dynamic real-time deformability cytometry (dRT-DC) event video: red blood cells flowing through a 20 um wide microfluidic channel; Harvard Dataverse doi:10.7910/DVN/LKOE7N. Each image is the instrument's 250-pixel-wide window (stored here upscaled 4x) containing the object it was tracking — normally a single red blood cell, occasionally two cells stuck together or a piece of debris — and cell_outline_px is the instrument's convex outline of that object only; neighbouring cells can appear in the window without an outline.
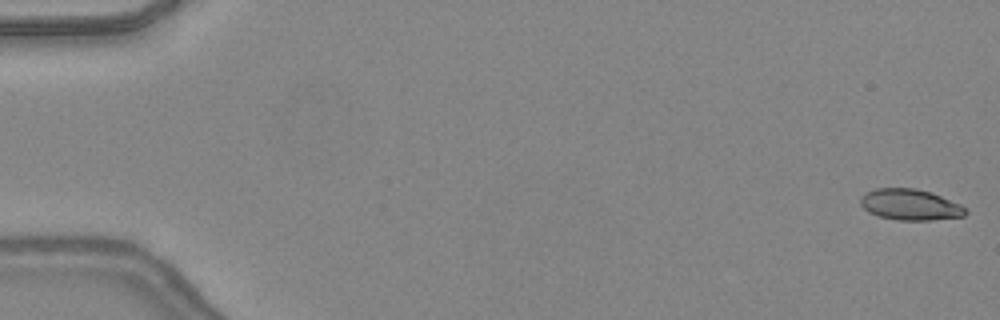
{"species": "common noctule bat (a hibernating species)", "species_latin": "Nyctalus noctula", "temperature_condition": "warm", "stored_images_in_passage": 48, "camera_frame_rate_fps": 3000, "um_per_image_px": 0.085, "animal": {"sex": "female", "body_mass_g": 24.6, "forearm_length_mm": 56.2}, "frame": {"image": 1, "passage_image": 1, "time_ms": 0.0, "image_size_px": [1000, 320], "cell_outline_px": [[968, 212], [964, 216], [932, 220], [896, 220], [880, 216], [868, 212], [860, 204], [860, 196], [864, 192], [876, 188], [916, 188], [932, 192], [960, 204], [968, 208]], "centroid_in_image_um": [77.37, 17.39], "position_along_channel_um": 7.6, "area_um2": 19.25}}
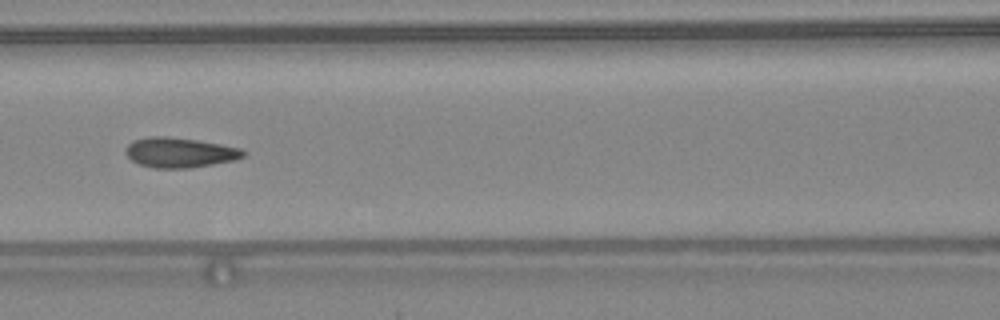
{"frame": {"image": 2, "passage_image": 22, "time_ms": 7.0, "image_size_px": [1000, 320], "cell_outline_px": [[248, 152], [244, 156], [236, 160], [192, 168], [152, 168], [140, 164], [132, 160], [124, 152], [124, 148], [132, 140], [148, 136], [164, 136], [196, 140], [220, 144], [240, 148]], "centroid_in_image_um": [15.27, 12.97], "position_along_channel_um": 151.3, "area_um2": 20.75}}
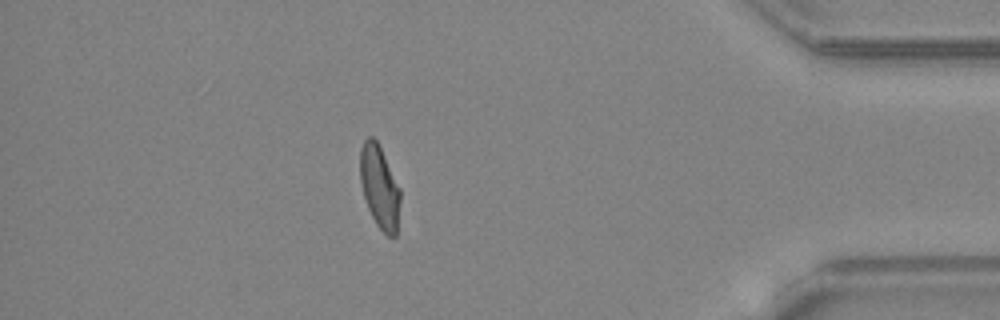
{"frame": {"image": 3, "passage_image": 42, "time_ms": 13.667, "image_size_px": [1000, 320], "cell_outline_px": [[400, 200], [396, 236], [388, 236], [376, 224], [368, 208], [364, 196], [360, 180], [360, 148], [364, 140], [368, 136], [372, 136], [376, 140], [400, 188]], "centroid_in_image_um": [32.25, 15.89], "position_along_channel_um": 402.9, "area_um2": 19.13}, "authors_computed_cell_mechanics": {"area_um2": 19.9121, "velocity_mm_per_s": 4.3965, "shape_relaxation_time_tau1_ms": 7.5576, "shape_relaxation_time_tau2_ms": 1.1541, "deformation_change_tau1": 0.2414, "deformation_change_tau2": 0.0623}}